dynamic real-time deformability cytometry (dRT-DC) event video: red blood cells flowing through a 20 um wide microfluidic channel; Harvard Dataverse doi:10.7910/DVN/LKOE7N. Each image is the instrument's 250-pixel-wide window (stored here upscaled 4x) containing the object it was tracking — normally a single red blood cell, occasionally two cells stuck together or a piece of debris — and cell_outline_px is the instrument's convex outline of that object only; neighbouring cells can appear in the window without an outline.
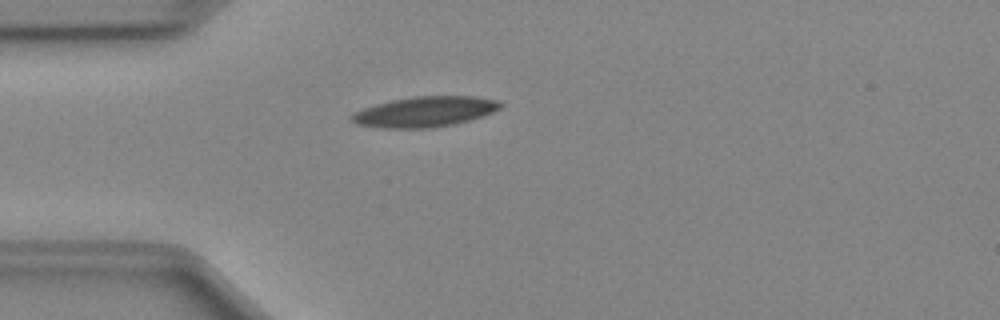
{"species": "Egyptian fruit bat (a non-hibernating species)", "species_latin": "Rousettus aegyptiacus", "temperature_condition": "cold", "stored_images_in_passage": 38, "camera_frame_rate_fps": 3000, "um_per_image_px": 0.085, "animal": {"sex": "female"}, "frame": {"image": 1, "passage_image": 1, "time_ms": 0.0, "image_size_px": [1000, 320], "cell_outline_px": [[504, 104], [500, 108], [492, 112], [468, 120], [452, 124], [432, 128], [384, 128], [356, 124], [348, 116], [352, 112], [376, 104], [392, 100], [412, 96], [476, 96], [496, 100]], "centroid_in_image_um": [36.07, 9.49], "position_along_channel_um": 48.9, "area_um2": 26.24}}
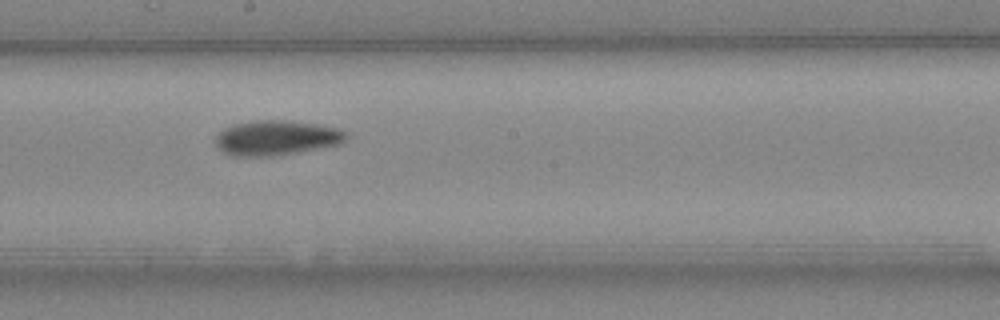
{"frame": {"image": 2, "passage_image": 15, "time_ms": 4.667, "image_size_px": [1000, 320], "cell_outline_px": [[348, 140], [340, 144], [300, 152], [272, 156], [232, 156], [220, 152], [216, 148], [216, 136], [224, 128], [232, 124], [252, 120], [288, 120], [316, 124], [340, 128], [348, 132]], "centroid_in_image_um": [23.5, 11.71], "position_along_channel_um": 224.7, "area_um2": 27.11}}
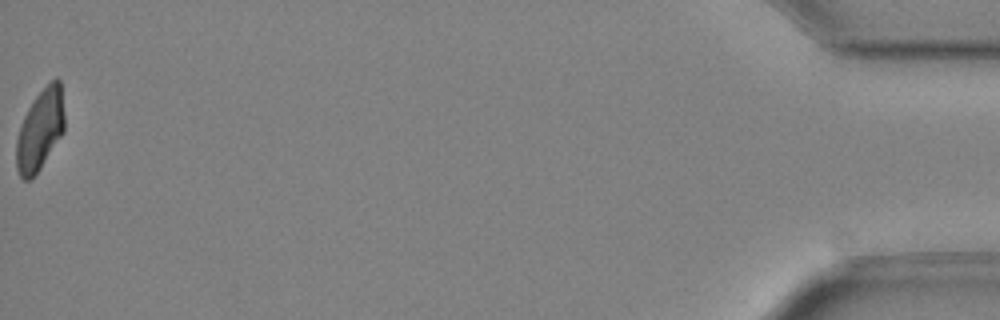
{"frame": {"image": 3, "passage_image": 38, "time_ms": 12.333, "image_size_px": [1000, 320], "cell_outline_px": [[64, 132], [40, 168], [28, 180], [24, 180], [20, 176], [16, 168], [16, 140], [24, 116], [28, 108], [36, 96], [56, 76], [60, 80], [64, 112]], "centroid_in_image_um": [3.41, 11.03], "position_along_channel_um": 431.8, "area_um2": 22.43}, "authors_computed_cell_mechanics": {"area_um2": 25.3742, "velocity_mm_per_s": 4.0266, "shape_relaxation_time_tau1_ms": 6.4626, "shape_relaxation_time_tau2_ms": 5.0641, "deformation_change_tau1": 0.1726, "deformation_change_tau2": 0.1126}}